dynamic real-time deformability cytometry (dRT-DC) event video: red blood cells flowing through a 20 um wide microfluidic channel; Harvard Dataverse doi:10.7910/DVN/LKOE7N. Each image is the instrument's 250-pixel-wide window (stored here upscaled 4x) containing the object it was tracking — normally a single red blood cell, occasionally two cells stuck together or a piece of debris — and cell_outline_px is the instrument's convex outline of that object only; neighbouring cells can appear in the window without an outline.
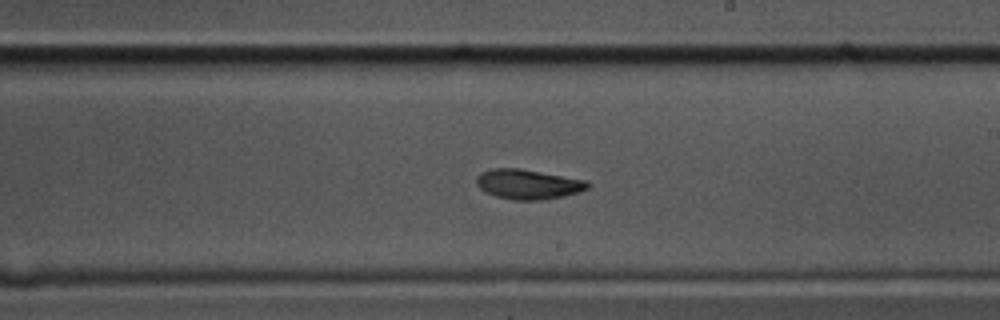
{"species": "common noctule bat (a hibernating species)", "species_latin": "Nyctalus noctula", "temperature_condition": "cold", "stored_images_in_passage": 57, "camera_frame_rate_fps": 3000, "um_per_image_px": 0.085, "animal": {"sex": "male", "body_mass_g": 17.5, "forearm_length_mm": 52.3}, "frame": {"image": 1, "passage_image": 32, "time_ms": 10.333, "image_size_px": [1000, 320], "cell_outline_px": [[592, 184], [588, 188], [580, 192], [564, 196], [540, 200], [512, 200], [496, 196], [480, 188], [476, 184], [476, 176], [480, 172], [492, 168], [520, 168], [588, 180]], "centroid_in_image_um": [44.92, 15.65], "position_along_channel_um": 244.1, "area_um2": 19.54}}
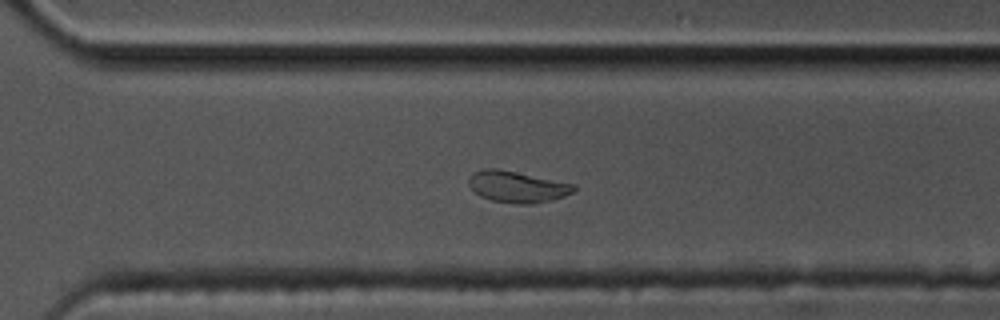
{"frame": {"image": 2, "passage_image": 39, "time_ms": 12.667, "image_size_px": [1000, 320], "cell_outline_px": [[576, 188], [572, 192], [564, 196], [552, 200], [532, 204], [520, 204], [492, 200], [480, 196], [468, 184], [468, 176], [472, 172], [484, 168], [496, 168], [576, 184]], "centroid_in_image_um": [43.94, 15.86], "position_along_channel_um": 326.7, "area_um2": 19.19}}
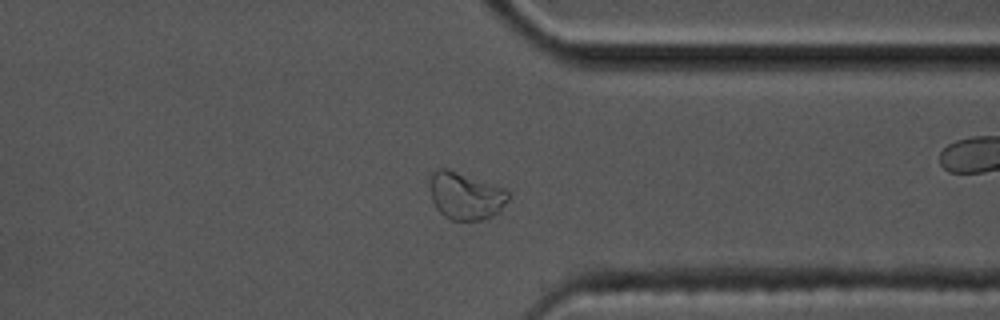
{"frame": {"image": 3, "passage_image": 43, "time_ms": 14.0, "image_size_px": [1000, 320], "cell_outline_px": [[512, 196], [492, 216], [480, 220], [452, 220], [444, 216], [436, 208], [432, 200], [432, 168], [444, 168], [508, 188]], "centroid_in_image_um": [39.62, 16.64], "position_along_channel_um": 371.8, "area_um2": 21.5}, "authors_computed_cell_mechanics": {"area_um2": 19.074, "velocity_mm_per_s": 3.5413, "shape_relaxation_time_tau1_ms": 4.5831, "shape_relaxation_time_tau2_ms": 2.2817, "deformation_change_tau1": 0.1586, "deformation_change_tau2": 0.0667}}